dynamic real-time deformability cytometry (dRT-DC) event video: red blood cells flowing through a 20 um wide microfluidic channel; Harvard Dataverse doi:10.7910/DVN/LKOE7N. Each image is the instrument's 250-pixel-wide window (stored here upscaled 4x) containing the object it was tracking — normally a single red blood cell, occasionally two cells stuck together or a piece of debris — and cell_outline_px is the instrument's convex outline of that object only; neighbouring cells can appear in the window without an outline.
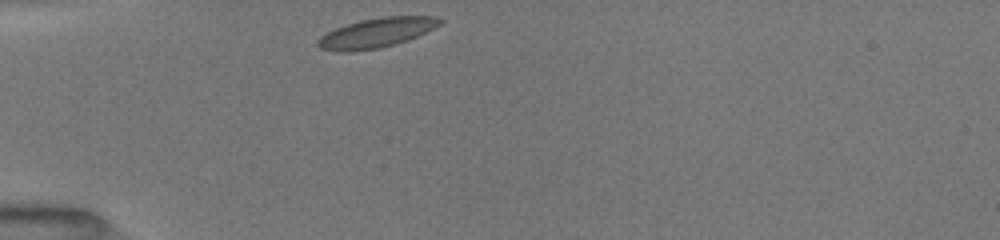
{"species": "common noctule bat (a hibernating species)", "species_latin": "Nyctalus noctula", "temperature_condition": "room temperature", "stored_images_in_passage": 7, "camera_frame_rate_fps": 3000, "um_per_image_px": 0.085, "animal": {"sex": "female", "body_mass_g": 19.5, "forearm_length_mm": 54.1}, "frame": {"image": 1, "passage_image": 1, "time_ms": 0.0, "image_size_px": [1000, 240], "cell_outline_px": [[444, 20], [440, 24], [416, 36], [380, 48], [348, 52], [340, 52], [320, 48], [316, 44], [316, 40], [320, 36], [336, 28], [360, 20], [380, 16], [436, 16]], "centroid_in_image_um": [31.95, 2.78], "position_along_channel_um": 53.0, "area_um2": 20.81}}
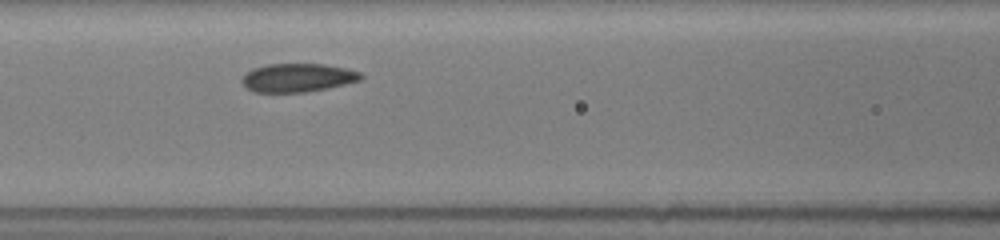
{"frame": {"image": 2, "passage_image": 5, "time_ms": 2.667, "image_size_px": [1000, 240], "cell_outline_px": [[364, 76], [360, 80], [328, 88], [304, 92], [256, 92], [248, 88], [240, 80], [252, 68], [268, 64], [324, 64], [344, 68], [360, 72]], "centroid_in_image_um": [25.31, 6.6], "position_along_channel_um": 141.3, "area_um2": 19.54}}
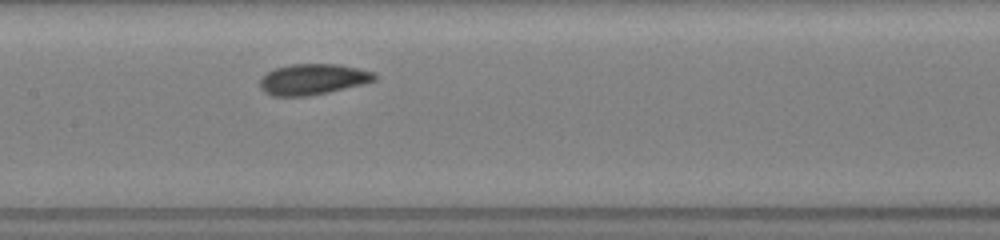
{"frame": {"image": 3, "passage_image": 7, "time_ms": 3.667, "image_size_px": [1000, 240], "cell_outline_px": [[376, 80], [328, 92], [308, 96], [272, 96], [264, 92], [260, 88], [260, 80], [268, 72], [276, 68], [292, 64], [336, 64], [376, 72]], "centroid_in_image_um": [26.57, 6.74], "position_along_channel_um": 180.8, "area_um2": 20.35}}